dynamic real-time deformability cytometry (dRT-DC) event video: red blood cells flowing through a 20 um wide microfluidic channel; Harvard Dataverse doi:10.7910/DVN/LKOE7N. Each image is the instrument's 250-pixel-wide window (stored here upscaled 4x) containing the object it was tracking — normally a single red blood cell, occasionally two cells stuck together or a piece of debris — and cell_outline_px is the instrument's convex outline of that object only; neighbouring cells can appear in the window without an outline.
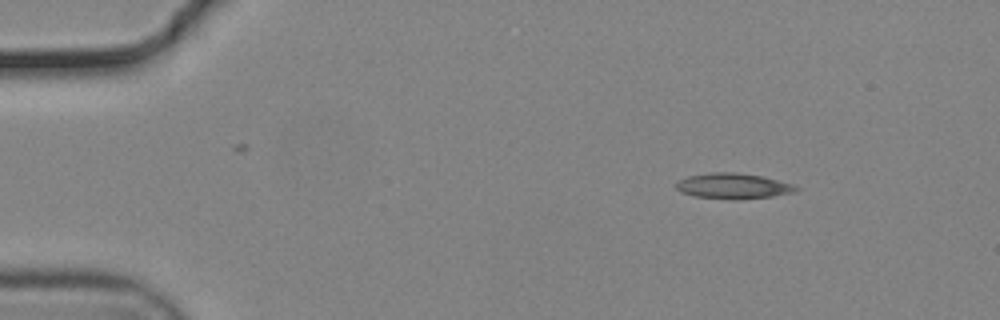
{"species": "common noctule bat (a hibernating species)", "species_latin": "Nyctalus noctula", "temperature_condition": "cold", "stored_images_in_passage": 48, "camera_frame_rate_fps": 3000, "um_per_image_px": 0.085, "animal": {"sex": "male", "body_mass_g": 19.2, "forearm_length_mm": 51.8}, "frame": {"image": 1, "passage_image": 1, "time_ms": 0.0, "image_size_px": [1000, 320], "cell_outline_px": [[800, 188], [796, 192], [772, 196], [740, 200], [736, 200], [696, 196], [680, 192], [676, 188], [676, 184], [680, 180], [688, 176], [712, 172], [736, 172], [764, 176], [792, 184]], "centroid_in_image_um": [62.35, 15.81], "position_along_channel_um": 22.6, "area_um2": 17.92}}
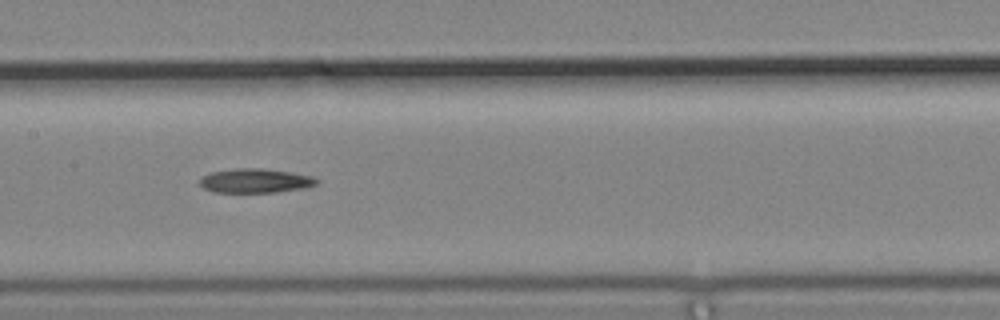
{"frame": {"image": 2, "passage_image": 21, "time_ms": 6.667, "image_size_px": [1000, 320], "cell_outline_px": [[320, 180], [316, 184], [300, 188], [272, 192], [212, 192], [204, 188], [200, 184], [200, 176], [208, 172], [236, 168], [260, 168], [288, 172], [312, 176]], "centroid_in_image_um": [21.62, 15.35], "position_along_channel_um": 185.8, "area_um2": 16.36}}
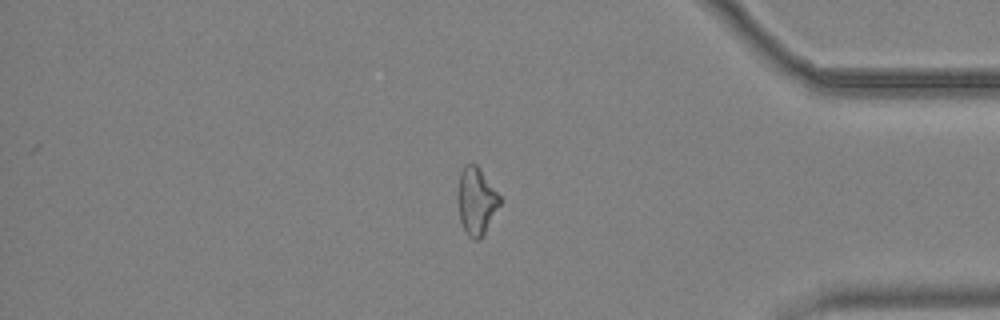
{"frame": {"image": 3, "passage_image": 40, "time_ms": 13.0, "image_size_px": [1000, 320], "cell_outline_px": [[504, 200], [480, 240], [472, 240], [468, 236], [460, 220], [456, 196], [460, 172], [464, 164], [476, 164], [480, 168]], "centroid_in_image_um": [40.5, 17.08], "position_along_channel_um": 394.7, "area_um2": 16.99}}